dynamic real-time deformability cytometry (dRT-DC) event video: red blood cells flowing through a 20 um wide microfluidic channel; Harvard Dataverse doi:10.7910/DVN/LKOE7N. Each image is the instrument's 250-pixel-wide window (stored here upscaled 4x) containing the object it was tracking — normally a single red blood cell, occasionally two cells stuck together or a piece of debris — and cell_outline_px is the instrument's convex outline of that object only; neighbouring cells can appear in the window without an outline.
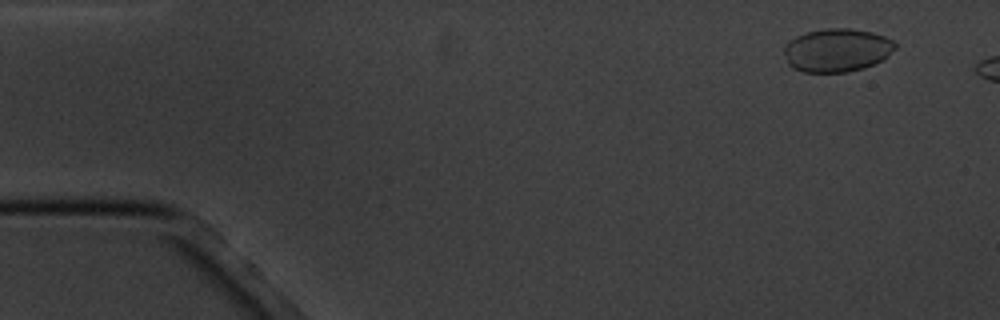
{"species": "common noctule bat (a hibernating species)", "species_latin": "Nyctalus noctula", "temperature_condition": "cold", "stored_images_in_passage": 3, "camera_frame_rate_fps": 3000, "um_per_image_px": 0.085, "animal": {"sex": "male", "body_mass_g": 20.1, "forearm_length_mm": 53.5}, "frame": {"image": 1, "passage_image": 1, "time_ms": 0.0, "image_size_px": [1000, 320], "cell_outline_px": [[896, 48], [888, 56], [864, 68], [848, 72], [804, 72], [792, 68], [788, 64], [784, 52], [784, 44], [788, 40], [796, 36], [808, 32], [824, 28], [848, 28], [872, 32], [884, 36], [892, 40], [896, 44]], "centroid_in_image_um": [71.11, 4.26], "position_along_channel_um": 13.9, "area_um2": 28.15}}